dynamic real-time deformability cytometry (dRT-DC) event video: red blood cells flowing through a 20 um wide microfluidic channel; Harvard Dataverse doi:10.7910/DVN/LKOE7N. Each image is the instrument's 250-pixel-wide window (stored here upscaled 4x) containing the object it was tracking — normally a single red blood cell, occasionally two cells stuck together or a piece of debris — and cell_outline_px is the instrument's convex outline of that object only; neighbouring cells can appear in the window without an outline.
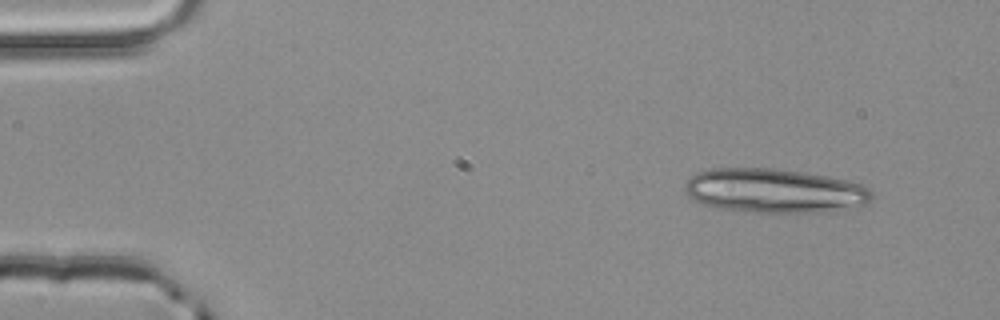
{"species": "common noctule bat (a hibernating species)", "species_latin": "Nyctalus noctula", "temperature_condition": "room temperature", "stored_images_in_passage": 3, "camera_frame_rate_fps": 3000, "um_per_image_px": 0.085, "animal": {"sex": "male", "body_mass_g": 20.4}, "frame": {"image": 1, "passage_image": 1, "time_ms": 0.0, "image_size_px": [1000, 320], "cell_outline_px": [[872, 200], [864, 204], [836, 212], [756, 212], [724, 208], [704, 204], [688, 196], [684, 188], [684, 184], [696, 172], [708, 168], [776, 168], [828, 176], [848, 180], [860, 184], [868, 188], [872, 192]], "centroid_in_image_um": [65.85, 16.2], "position_along_channel_um": 19.1, "area_um2": 48.21}}